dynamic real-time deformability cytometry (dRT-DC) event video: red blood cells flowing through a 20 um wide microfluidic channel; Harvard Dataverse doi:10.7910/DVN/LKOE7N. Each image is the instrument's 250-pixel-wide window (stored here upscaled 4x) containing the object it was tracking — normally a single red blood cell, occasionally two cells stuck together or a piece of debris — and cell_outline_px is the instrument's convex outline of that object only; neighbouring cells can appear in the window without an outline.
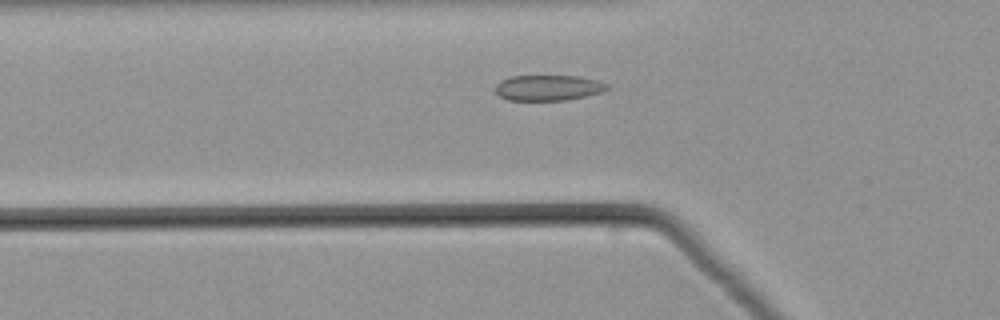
{"species": "common noctule bat (a hibernating species)", "species_latin": "Nyctalus noctula", "temperature_condition": "warm", "stored_images_in_passage": 41, "camera_frame_rate_fps": 3000, "um_per_image_px": 0.085, "animal": {"sex": "male", "body_mass_g": 21.5, "forearm_length_mm": 52.0}, "frame": {"image": 1, "passage_image": 8, "time_ms": 2.333, "image_size_px": [1000, 320], "cell_outline_px": [[612, 88], [604, 92], [564, 100], [508, 100], [500, 96], [496, 92], [496, 84], [500, 80], [508, 76], [580, 76], [596, 80], [608, 84]], "centroid_in_image_um": [46.62, 7.45], "position_along_channel_um": 79.2, "area_um2": 16.76}}
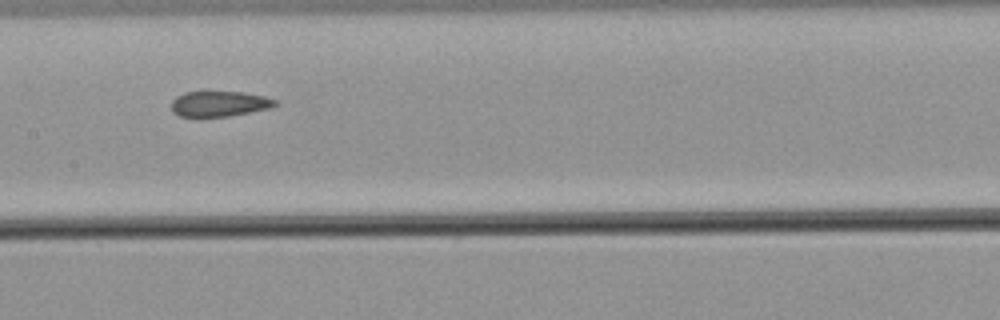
{"frame": {"image": 2, "passage_image": 16, "time_ms": 5.0, "image_size_px": [1000, 320], "cell_outline_px": [[280, 104], [268, 108], [228, 116], [200, 120], [196, 120], [180, 116], [172, 112], [172, 100], [176, 96], [184, 92], [240, 92], [264, 96], [276, 100]], "centroid_in_image_um": [18.56, 8.87], "position_along_channel_um": 188.8, "area_um2": 15.9}}
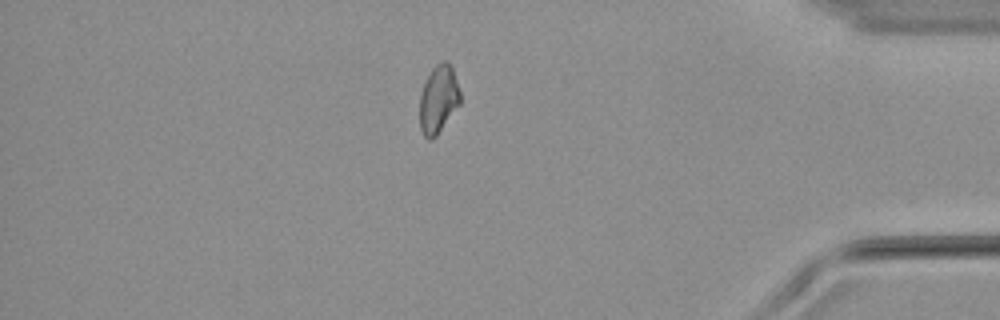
{"frame": {"image": 3, "passage_image": 34, "time_ms": 11.0, "image_size_px": [1000, 320], "cell_outline_px": [[460, 104], [436, 136], [432, 140], [428, 140], [424, 136], [420, 128], [420, 96], [424, 84], [432, 68], [440, 60], [444, 60], [452, 64], [460, 92]], "centroid_in_image_um": [37.28, 8.42], "position_along_channel_um": 397.9, "area_um2": 16.13}}